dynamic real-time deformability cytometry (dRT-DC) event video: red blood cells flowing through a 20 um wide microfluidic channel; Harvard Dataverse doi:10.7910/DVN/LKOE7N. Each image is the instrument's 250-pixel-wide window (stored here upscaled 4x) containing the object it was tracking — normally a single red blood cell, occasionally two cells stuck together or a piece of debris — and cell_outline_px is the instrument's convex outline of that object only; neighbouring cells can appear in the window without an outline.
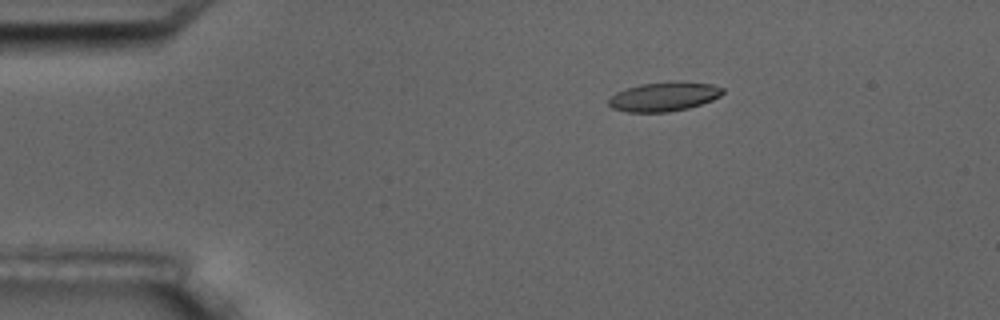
{"species": "common noctule bat (a hibernating species)", "species_latin": "Nyctalus noctula", "temperature_condition": "room temperature", "stored_images_in_passage": 5, "camera_frame_rate_fps": 3000, "um_per_image_px": 0.085, "animal": {"sex": "male", "body_mass_g": 17.5, "forearm_length_mm": 52.3}, "frame": {"image": 1, "passage_image": 3, "time_ms": 2.333, "image_size_px": [1000, 320], "cell_outline_px": [[724, 92], [720, 96], [712, 100], [688, 108], [668, 112], [628, 112], [612, 108], [608, 104], [608, 100], [616, 92], [640, 84], [676, 80], [712, 84], [724, 88]], "centroid_in_image_um": [56.46, 8.2], "position_along_channel_um": 28.5, "area_um2": 19.54}}
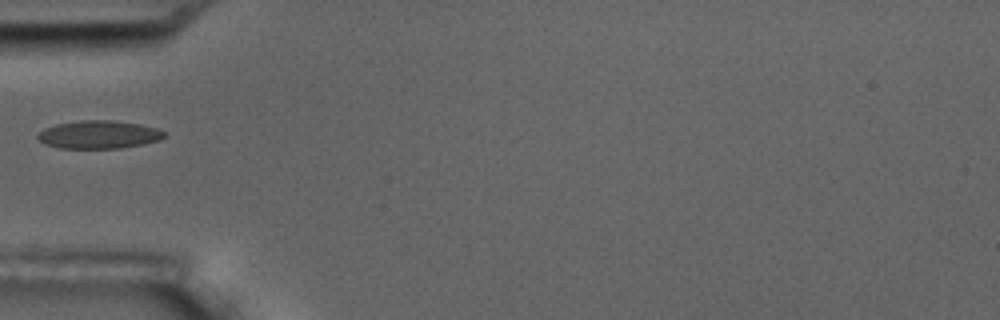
{"frame": {"image": 2, "passage_image": 5, "time_ms": 5.333, "image_size_px": [1000, 320], "cell_outline_px": [[164, 136], [160, 140], [120, 148], [60, 148], [44, 144], [36, 136], [44, 128], [56, 124], [80, 120], [112, 120], [140, 124], [156, 128], [164, 132]], "centroid_in_image_um": [8.37, 11.43], "position_along_channel_um": 76.6, "area_um2": 20.52}}